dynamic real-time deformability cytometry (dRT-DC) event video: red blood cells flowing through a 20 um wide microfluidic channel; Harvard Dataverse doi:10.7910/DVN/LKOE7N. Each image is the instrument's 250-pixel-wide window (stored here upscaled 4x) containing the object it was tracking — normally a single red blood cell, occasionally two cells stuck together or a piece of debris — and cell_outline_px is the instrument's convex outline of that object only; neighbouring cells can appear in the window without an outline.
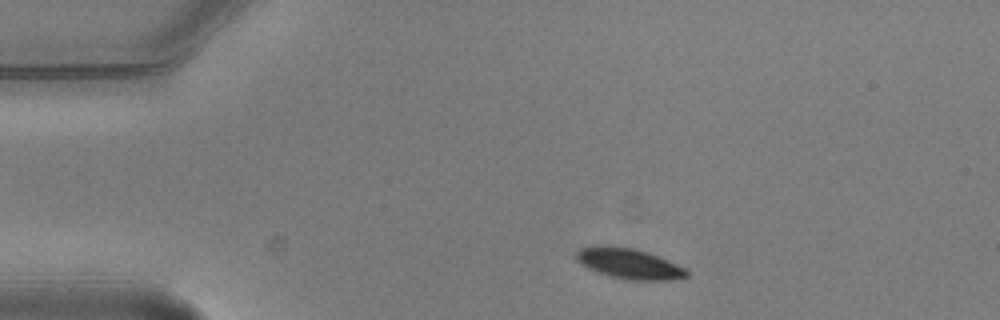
{"species": "common noctule bat (a hibernating species)", "species_latin": "Nyctalus noctula", "temperature_condition": "warm", "stored_images_in_passage": 2, "camera_frame_rate_fps": 3000, "um_per_image_px": 0.085, "animal": {"sex": "male", "body_mass_g": 20.5, "forearm_length_mm": 52.5}, "frame": {"image": 1, "passage_image": 1, "time_ms": 0.0, "image_size_px": [1000, 320], "cell_outline_px": [[688, 276], [668, 280], [628, 280], [596, 272], [580, 264], [576, 260], [576, 252], [580, 248], [596, 244], [632, 248], [656, 256], [684, 268], [688, 272]], "centroid_in_image_um": [53.38, 22.4], "position_along_channel_um": 31.6, "area_um2": 19.31}}